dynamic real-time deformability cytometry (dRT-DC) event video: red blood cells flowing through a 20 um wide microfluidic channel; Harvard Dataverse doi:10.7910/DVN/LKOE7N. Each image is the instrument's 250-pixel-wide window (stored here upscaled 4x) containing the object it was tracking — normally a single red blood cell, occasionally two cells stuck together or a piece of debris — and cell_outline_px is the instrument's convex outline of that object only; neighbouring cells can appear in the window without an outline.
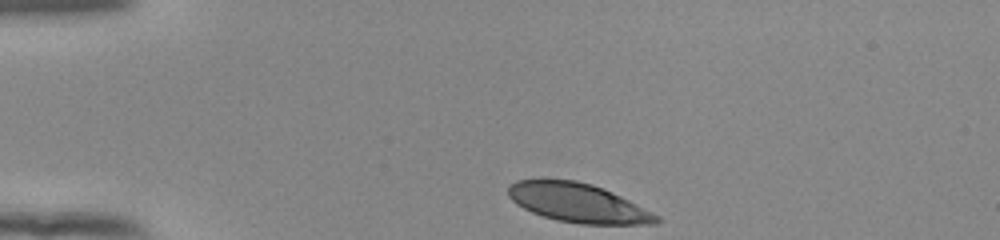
{"species": "human", "species_latin": "Homo sapiens", "temperature_condition": "room temperature", "stored_images_in_passage": 34, "camera_frame_rate_fps": 3000, "um_per_image_px": 0.085, "donor": {"sex": "female"}, "frame": {"image": 1, "passage_image": 1, "time_ms": 0.0, "image_size_px": [1000, 240], "cell_outline_px": [[660, 220], [656, 224], [580, 224], [556, 220], [532, 212], [516, 204], [508, 196], [508, 184], [516, 180], [576, 180], [592, 184], [612, 192], [660, 216]], "centroid_in_image_um": [49.11, 17.25], "position_along_channel_um": 35.9, "area_um2": 33.47}}
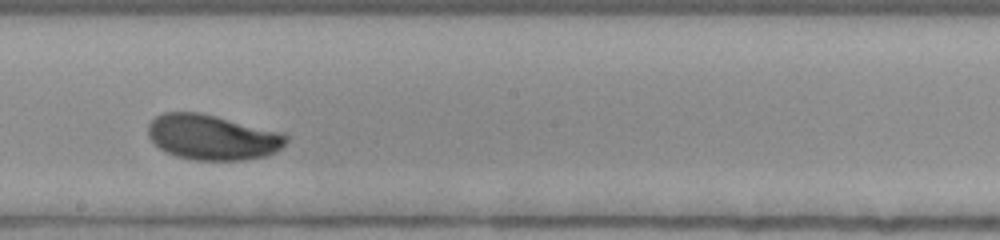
{"frame": {"image": 2, "passage_image": 20, "time_ms": 6.333, "image_size_px": [1000, 240], "cell_outline_px": [[288, 140], [276, 152], [268, 156], [244, 160], [192, 160], [176, 156], [160, 148], [148, 136], [148, 124], [156, 116], [164, 112], [200, 112], [284, 132], [288, 136]], "centroid_in_image_um": [18.09, 11.66], "position_along_channel_um": 230.1, "area_um2": 36.65}}
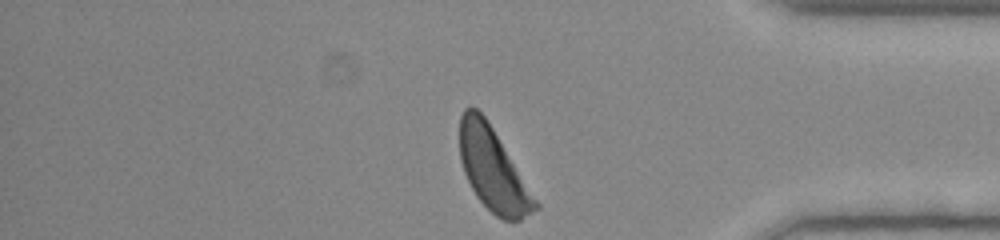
{"frame": {"image": 3, "passage_image": 34, "time_ms": 11.0, "image_size_px": [1000, 240], "cell_outline_px": [[540, 208], [520, 220], [504, 220], [496, 216], [476, 196], [464, 172], [460, 160], [460, 116], [464, 108], [472, 104], [488, 120], [540, 204]], "centroid_in_image_um": [41.91, 14.39], "position_along_channel_um": 393.3, "area_um2": 36.3}, "authors_computed_cell_mechanics": {"area_um2": 35.9516, "velocity_mm_per_s": 3.9054, "shape_relaxation_time_tau1_ms": 3.7271, "shape_relaxation_time_tau2_ms": null, "deformation_change_tau1": 0.1598, "deformation_change_tau2": null}}